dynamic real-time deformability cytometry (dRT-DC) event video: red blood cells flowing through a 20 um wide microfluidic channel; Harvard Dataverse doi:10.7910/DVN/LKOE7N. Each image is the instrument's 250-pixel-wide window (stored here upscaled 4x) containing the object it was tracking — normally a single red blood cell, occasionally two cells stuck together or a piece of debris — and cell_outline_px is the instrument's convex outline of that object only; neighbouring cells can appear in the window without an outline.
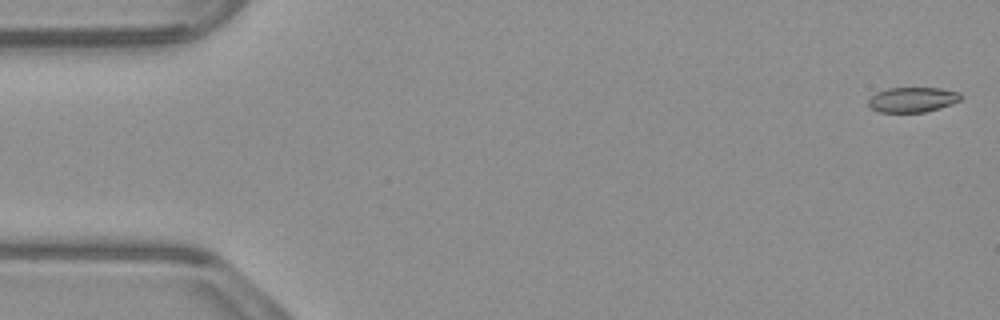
{"species": "common noctule bat (a hibernating species)", "species_latin": "Nyctalus noctula", "temperature_condition": "warm", "stored_images_in_passage": 53, "camera_frame_rate_fps": 3000, "um_per_image_px": 0.085, "animal": {"sex": "male", "body_mass_g": 23.1, "forearm_length_mm": 52.7}, "frame": {"image": 1, "passage_image": 1, "time_ms": 0.0, "image_size_px": [1000, 320], "cell_outline_px": [[964, 96], [960, 100], [952, 104], [940, 108], [924, 112], [880, 112], [872, 108], [868, 104], [868, 100], [876, 92], [888, 88], [940, 88], [960, 92]], "centroid_in_image_um": [77.6, 8.46], "position_along_channel_um": 7.4, "area_um2": 13.53}}
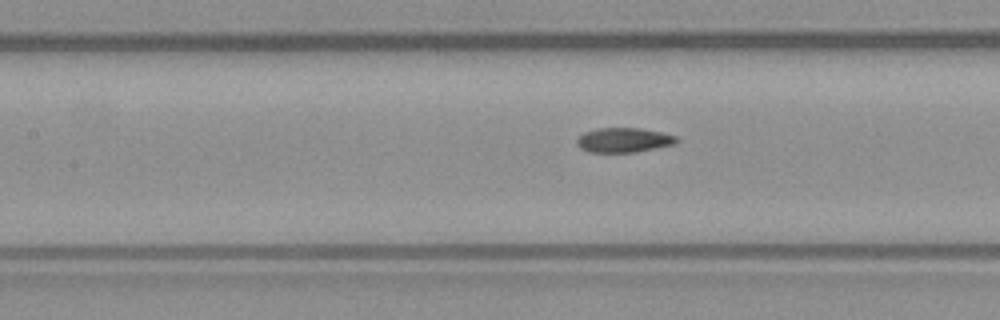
{"frame": {"image": 2, "passage_image": 23, "time_ms": 7.333, "image_size_px": [1000, 320], "cell_outline_px": [[680, 140], [676, 144], [636, 152], [588, 152], [580, 148], [576, 144], [576, 140], [584, 132], [596, 128], [640, 128], [660, 132], [676, 136]], "centroid_in_image_um": [53.02, 11.91], "position_along_channel_um": 154.4, "area_um2": 14.39}}
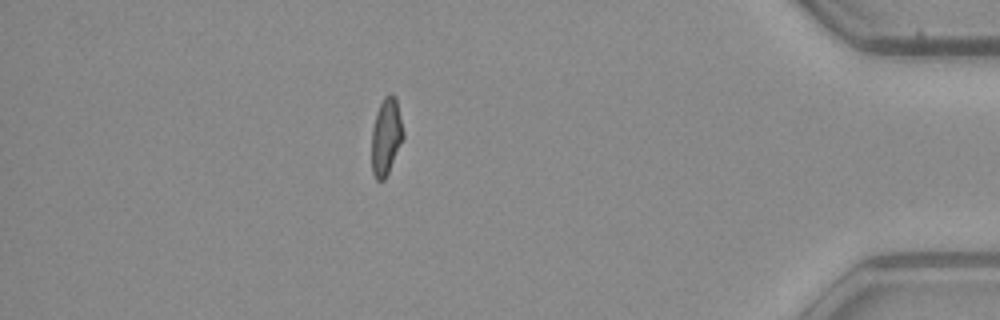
{"frame": {"image": 3, "passage_image": 46, "time_ms": 15.0, "image_size_px": [1000, 320], "cell_outline_px": [[404, 136], [388, 172], [384, 180], [376, 180], [372, 172], [372, 128], [376, 112], [384, 96], [388, 92], [392, 92], [396, 96], [404, 132]], "centroid_in_image_um": [32.82, 11.54], "position_along_channel_um": 402.4, "area_um2": 14.22}, "authors_computed_cell_mechanics": {"area_um2": 14.6812, "velocity_mm_per_s": 3.8966, "shape_relaxation_time_tau1_ms": null, "shape_relaxation_time_tau2_ms": 2.2524, "deformation_change_tau1": null, "deformation_change_tau2": 0.0685}}